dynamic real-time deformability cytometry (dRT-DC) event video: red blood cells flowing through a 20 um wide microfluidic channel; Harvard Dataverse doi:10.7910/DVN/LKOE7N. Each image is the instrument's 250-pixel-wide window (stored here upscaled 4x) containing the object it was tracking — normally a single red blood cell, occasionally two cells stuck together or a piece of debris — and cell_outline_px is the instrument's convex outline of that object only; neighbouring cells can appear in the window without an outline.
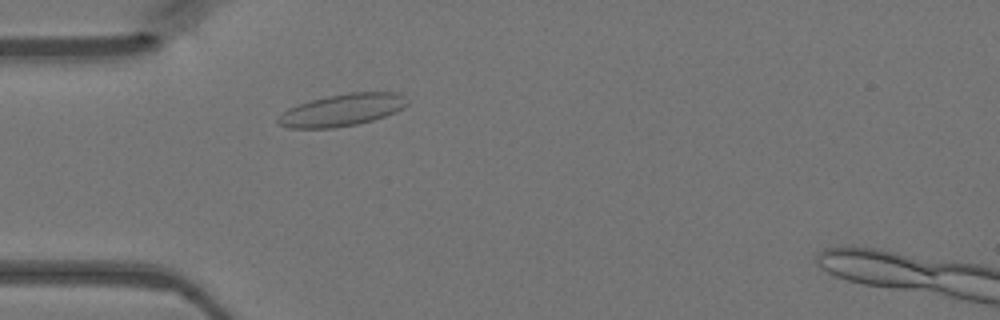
{"species": "Egyptian fruit bat (a non-hibernating species)", "species_latin": "Rousettus aegyptiacus", "temperature_condition": "warm", "stored_images_in_passage": 37, "camera_frame_rate_fps": 3000, "um_per_image_px": 0.085, "animal": {"sex": "female"}, "frame": {"image": 1, "passage_image": 3, "time_ms": 0.667, "image_size_px": [1000, 320], "cell_outline_px": [[408, 104], [404, 108], [396, 112], [372, 120], [356, 124], [332, 128], [288, 128], [276, 124], [276, 120], [288, 108], [312, 100], [328, 96], [348, 92], [400, 92], [404, 96]], "centroid_in_image_um": [29.09, 9.35], "position_along_channel_um": 55.9, "area_um2": 24.1}}
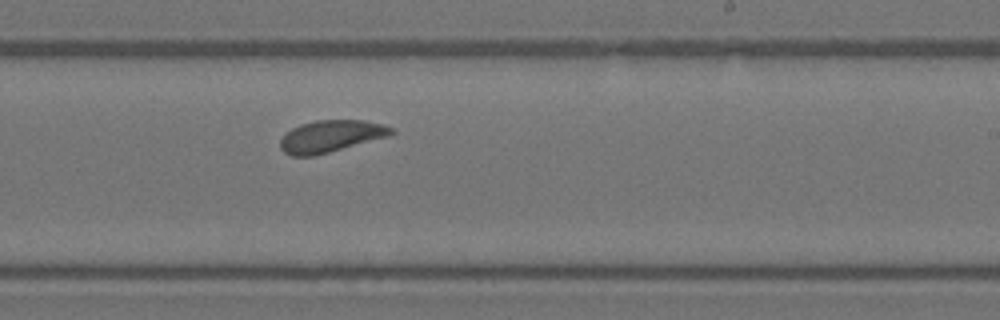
{"frame": {"image": 2, "passage_image": 18, "time_ms": 5.667, "image_size_px": [1000, 320], "cell_outline_px": [[396, 132], [388, 136], [328, 152], [312, 156], [292, 156], [284, 152], [280, 148], [280, 140], [292, 128], [300, 124], [316, 120], [364, 120], [384, 124], [392, 128]], "centroid_in_image_um": [28.12, 11.57], "position_along_channel_um": 260.9, "area_um2": 20.46}}
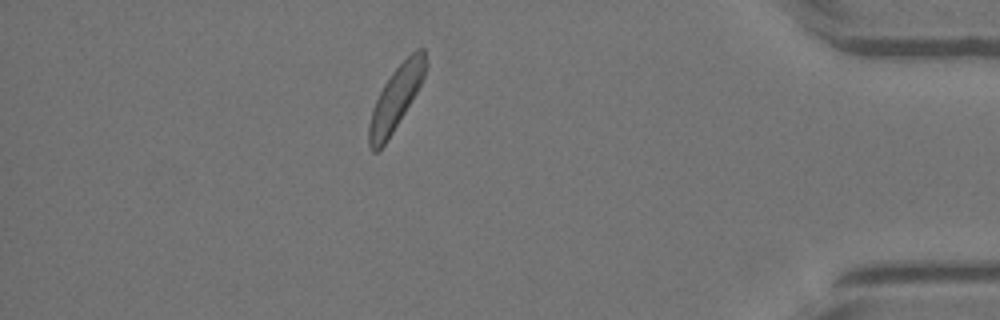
{"frame": {"image": 3, "passage_image": 31, "time_ms": 10.0, "image_size_px": [1000, 320], "cell_outline_px": [[428, 64], [424, 76], [412, 100], [380, 152], [372, 152], [368, 144], [368, 124], [372, 108], [384, 84], [392, 72], [416, 48], [424, 48]], "centroid_in_image_um": [33.63, 8.36], "position_along_channel_um": 401.6, "area_um2": 20.87}}